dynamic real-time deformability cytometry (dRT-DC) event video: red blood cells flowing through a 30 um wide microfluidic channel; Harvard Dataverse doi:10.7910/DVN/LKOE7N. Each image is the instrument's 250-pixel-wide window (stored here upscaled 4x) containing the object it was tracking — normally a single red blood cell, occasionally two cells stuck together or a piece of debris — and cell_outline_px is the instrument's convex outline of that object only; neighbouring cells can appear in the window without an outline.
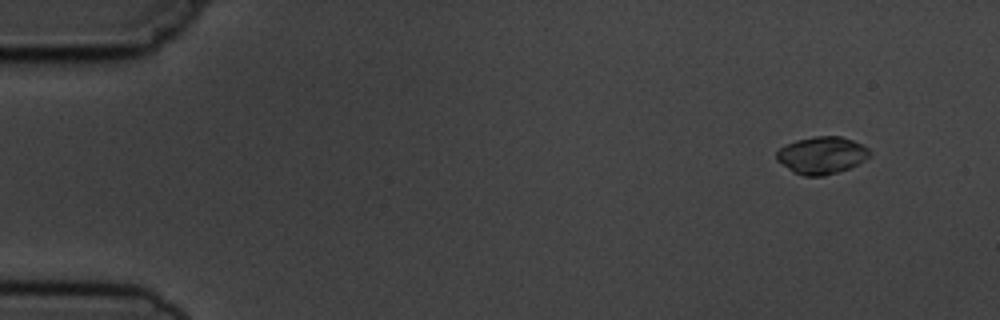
{"species": "common noctule bat (a hibernating species)", "species_latin": "Nyctalus noctula", "temperature_condition": "cold", "stored_images_in_passage": 6, "camera_frame_rate_fps": 3000, "um_per_image_px": 0.085, "animal": {"sex": "male", "body_mass_g": 19.5, "forearm_length_mm": 54.6}, "frame": {"image": 1, "passage_image": 1, "time_ms": 0.0, "image_size_px": [1000, 320], "cell_outline_px": [[872, 156], [848, 168], [824, 176], [804, 176], [792, 172], [776, 160], [776, 152], [784, 144], [796, 140], [812, 136], [840, 136], [864, 144], [872, 152]], "centroid_in_image_um": [69.84, 13.18], "position_along_channel_um": 15.2, "area_um2": 20.46}}
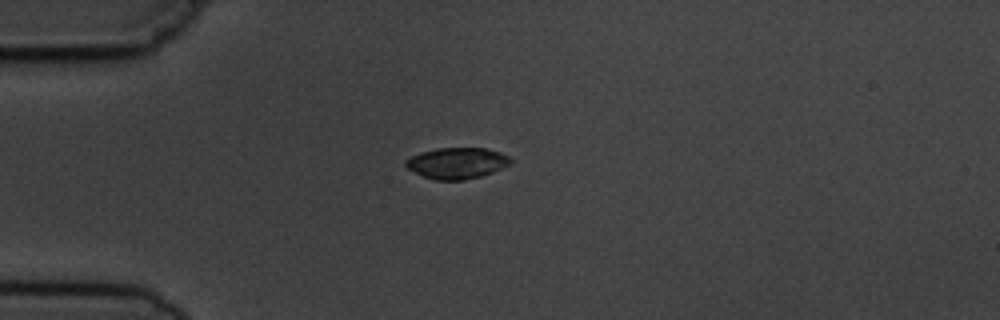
{"frame": {"image": 2, "passage_image": 4, "time_ms": 3.333, "image_size_px": [1000, 320], "cell_outline_px": [[512, 164], [492, 172], [480, 176], [464, 180], [436, 180], [424, 176], [408, 168], [404, 164], [404, 160], [420, 152], [436, 148], [484, 148], [500, 152], [508, 156], [512, 160]], "centroid_in_image_um": [38.85, 13.86], "position_along_channel_um": 46.2, "area_um2": 18.96}}
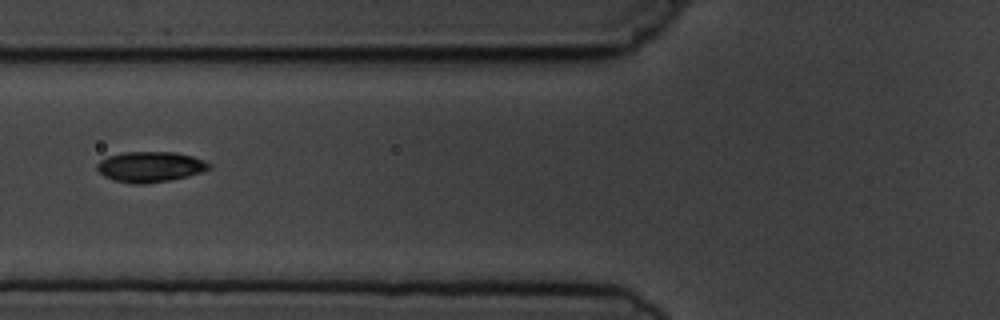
{"frame": {"image": 3, "passage_image": 6, "time_ms": 5.667, "image_size_px": [1000, 320], "cell_outline_px": [[212, 168], [188, 176], [172, 180], [140, 184], [132, 184], [112, 180], [104, 176], [96, 168], [96, 164], [100, 160], [108, 156], [124, 152], [176, 152], [192, 156], [204, 160], [212, 164]], "centroid_in_image_um": [12.77, 14.18], "position_along_channel_um": 113.0, "area_um2": 20.06}}